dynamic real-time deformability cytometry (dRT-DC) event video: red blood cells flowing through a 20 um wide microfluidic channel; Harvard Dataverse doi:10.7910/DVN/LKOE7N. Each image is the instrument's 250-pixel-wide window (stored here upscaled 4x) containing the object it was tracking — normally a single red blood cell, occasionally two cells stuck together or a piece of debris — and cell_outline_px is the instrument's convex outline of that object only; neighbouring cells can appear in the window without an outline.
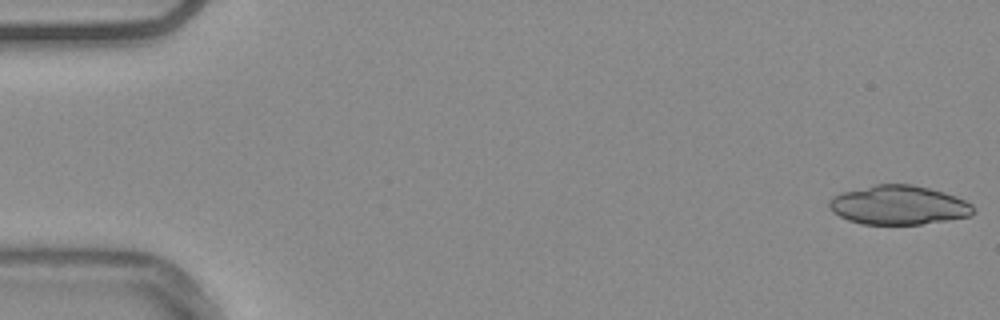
{"species": "common noctule bat (a hibernating species)", "species_latin": "Nyctalus noctula", "temperature_condition": "warm", "stored_images_in_passage": 24, "camera_frame_rate_fps": 3000, "um_per_image_px": 0.085, "animal": {"sex": "male", "body_mass_g": 20.4}, "frame": {"image": 1, "passage_image": 1, "time_ms": 0.0, "image_size_px": [1000, 320], "cell_outline_px": [[976, 212], [972, 216], [948, 220], [920, 224], [860, 224], [848, 220], [832, 212], [828, 208], [828, 200], [832, 196], [840, 192], [876, 184], [912, 184], [944, 192], [956, 196], [972, 204]], "centroid_in_image_um": [76.37, 17.43], "position_along_channel_um": 8.6, "area_um2": 33.18}}